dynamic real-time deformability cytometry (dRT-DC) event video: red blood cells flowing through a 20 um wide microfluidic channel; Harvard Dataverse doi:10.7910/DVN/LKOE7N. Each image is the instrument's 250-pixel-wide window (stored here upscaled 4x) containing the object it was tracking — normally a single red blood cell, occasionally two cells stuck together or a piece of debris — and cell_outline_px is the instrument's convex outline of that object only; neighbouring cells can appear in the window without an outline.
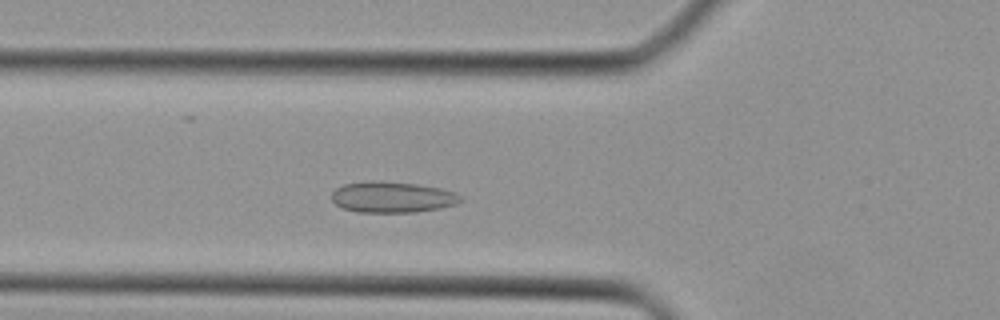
{"species": "Egyptian fruit bat (a non-hibernating species)", "species_latin": "Rousettus aegyptiacus", "temperature_condition": "cold", "stored_images_in_passage": 35, "segment_of_instrument_passage": [1, 2], "camera_frame_rate_fps": 3000, "um_per_image_px": 0.085, "animal": {"sex": "female"}, "frame": {"image": 1, "passage_image": 8, "time_ms": 2.333, "image_size_px": [1000, 320], "cell_outline_px": [[464, 200], [456, 204], [440, 208], [416, 212], [356, 212], [344, 208], [336, 204], [332, 200], [332, 192], [336, 188], [344, 184], [372, 180], [416, 184], [440, 188], [456, 192], [464, 196]], "centroid_in_image_um": [33.39, 16.75], "position_along_channel_um": 92.4, "area_um2": 23.41}}
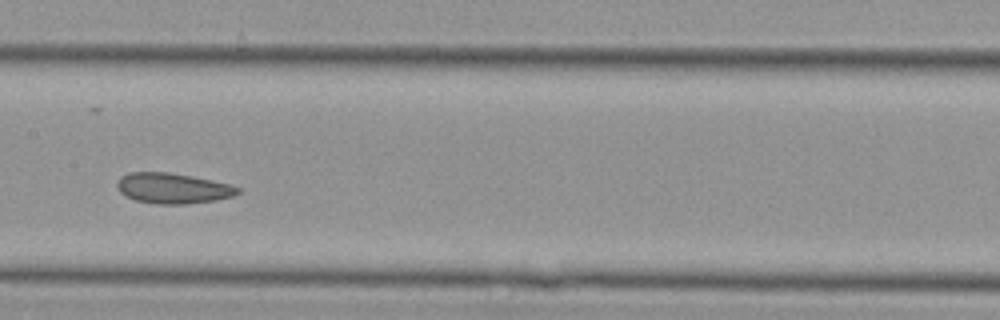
{"frame": {"image": 2, "passage_image": 14, "time_ms": 4.333, "image_size_px": [1000, 320], "cell_outline_px": [[240, 192], [232, 196], [216, 200], [184, 204], [156, 204], [136, 200], [120, 192], [116, 184], [120, 176], [128, 172], [168, 172], [192, 176], [232, 184], [240, 188]], "centroid_in_image_um": [14.7, 15.99], "position_along_channel_um": 192.7, "area_um2": 21.44}}
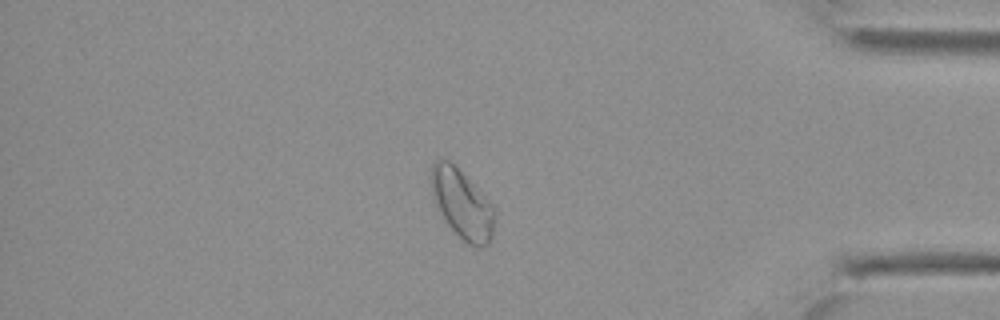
{"frame": {"image": 3, "passage_image": 28, "time_ms": 9.0, "image_size_px": [1000, 320], "cell_outline_px": [[496, 216], [492, 236], [488, 244], [480, 248], [476, 248], [468, 244], [448, 224], [440, 212], [432, 196], [428, 172], [432, 164], [436, 160], [448, 160], [488, 200], [496, 212]], "centroid_in_image_um": [39.26, 17.36], "position_along_channel_um": 395.9, "area_um2": 25.26}}